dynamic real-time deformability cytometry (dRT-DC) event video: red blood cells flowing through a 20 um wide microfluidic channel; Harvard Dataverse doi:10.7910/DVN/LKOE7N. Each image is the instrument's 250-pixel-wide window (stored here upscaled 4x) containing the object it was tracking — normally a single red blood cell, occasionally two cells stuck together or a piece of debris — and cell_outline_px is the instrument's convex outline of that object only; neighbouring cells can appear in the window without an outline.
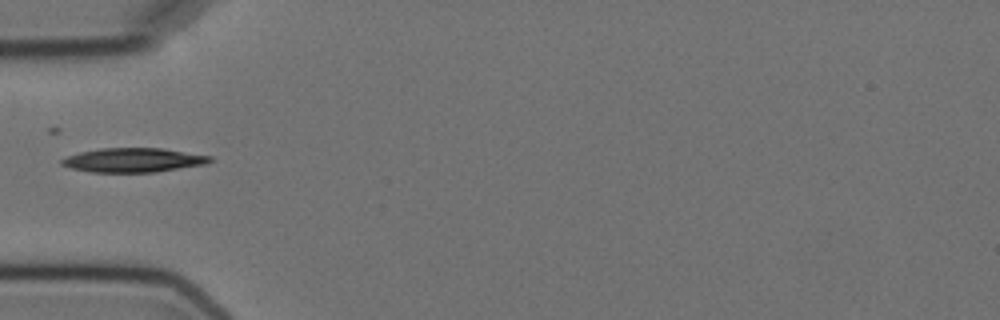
{"species": "Egyptian fruit bat (a non-hibernating species)", "species_latin": "Rousettus aegyptiacus", "temperature_condition": "cold", "stored_images_in_passage": 9, "camera_frame_rate_fps": 3000, "um_per_image_px": 0.085, "animal": {"sex": "female"}, "frame": {"image": 1, "passage_image": 4, "time_ms": 4.667, "image_size_px": [1000, 320], "cell_outline_px": [[212, 160], [204, 164], [156, 172], [92, 172], [72, 168], [60, 164], [60, 160], [68, 156], [80, 152], [100, 148], [164, 148], [212, 156]], "centroid_in_image_um": [11.33, 13.6], "position_along_channel_um": 73.7, "area_um2": 20.81}}
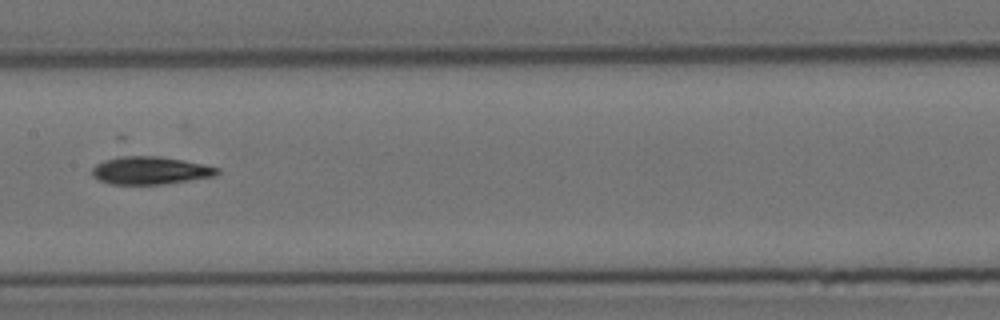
{"frame": {"image": 2, "passage_image": 7, "time_ms": 8.0, "image_size_px": [1000, 320], "cell_outline_px": [[220, 172], [216, 176], [164, 184], [112, 184], [100, 180], [92, 176], [92, 168], [96, 164], [104, 160], [120, 156], [160, 156], [184, 160], [204, 164], [220, 168]], "centroid_in_image_um": [12.8, 14.48], "position_along_channel_um": 194.6, "area_um2": 20.35}}
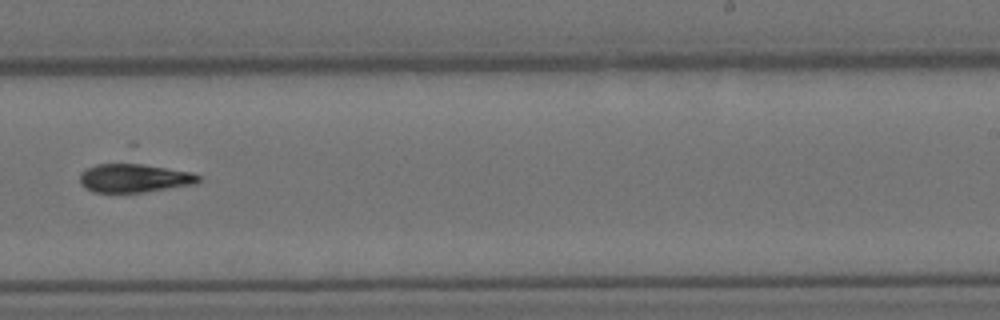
{"frame": {"image": 3, "passage_image": 9, "time_ms": 10.333, "image_size_px": [1000, 320], "cell_outline_px": [[200, 180], [196, 184], [144, 192], [92, 192], [84, 188], [80, 184], [80, 172], [96, 164], [128, 160], [132, 160], [192, 172], [200, 176]], "centroid_in_image_um": [11.4, 15.08], "position_along_channel_um": 277.6, "area_um2": 20.87}}